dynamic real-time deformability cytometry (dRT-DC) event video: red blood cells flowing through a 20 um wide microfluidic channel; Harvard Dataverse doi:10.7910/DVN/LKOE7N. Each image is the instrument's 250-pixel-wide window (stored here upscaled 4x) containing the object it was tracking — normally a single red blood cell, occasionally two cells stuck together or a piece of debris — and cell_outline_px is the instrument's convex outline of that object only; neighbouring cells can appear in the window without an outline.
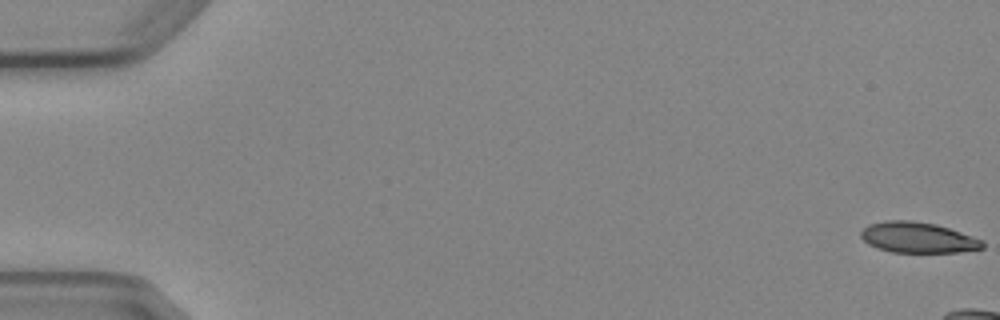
{"species": "Egyptian fruit bat (a non-hibernating species)", "species_latin": "Rousettus aegyptiacus", "temperature_condition": "cold", "stored_images_in_passage": 6, "camera_frame_rate_fps": 3000, "um_per_image_px": 0.085, "animal": {"sex": "female"}, "frame": {"image": 1, "passage_image": 1, "time_ms": 0.0, "image_size_px": [1000, 320], "cell_outline_px": [[984, 248], [960, 252], [892, 252], [876, 248], [868, 244], [860, 236], [860, 232], [868, 224], [884, 220], [912, 220], [936, 224], [984, 240]], "centroid_in_image_um": [78.0, 20.18], "position_along_channel_um": 7.0, "area_um2": 21.85}}
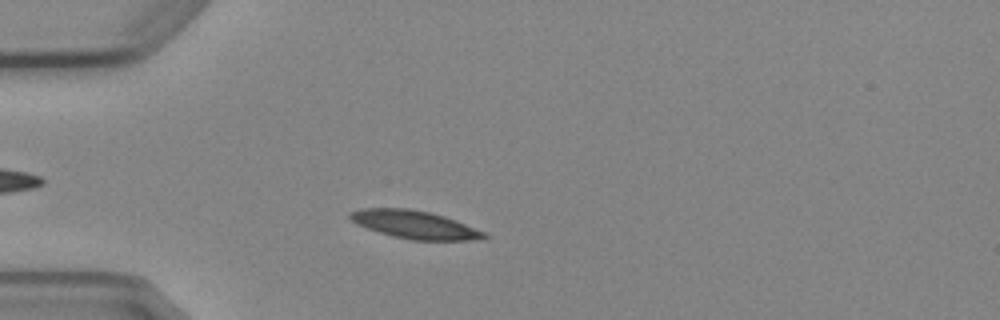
{"frame": {"image": 2, "passage_image": 6, "time_ms": 6.333, "image_size_px": [1000, 320], "cell_outline_px": [[488, 236], [468, 240], [412, 240], [392, 236], [356, 224], [348, 216], [348, 212], [360, 208], [408, 208], [432, 212], [456, 220], [484, 232]], "centroid_in_image_um": [35.19, 19.07], "position_along_channel_um": 49.8, "area_um2": 21.73}}